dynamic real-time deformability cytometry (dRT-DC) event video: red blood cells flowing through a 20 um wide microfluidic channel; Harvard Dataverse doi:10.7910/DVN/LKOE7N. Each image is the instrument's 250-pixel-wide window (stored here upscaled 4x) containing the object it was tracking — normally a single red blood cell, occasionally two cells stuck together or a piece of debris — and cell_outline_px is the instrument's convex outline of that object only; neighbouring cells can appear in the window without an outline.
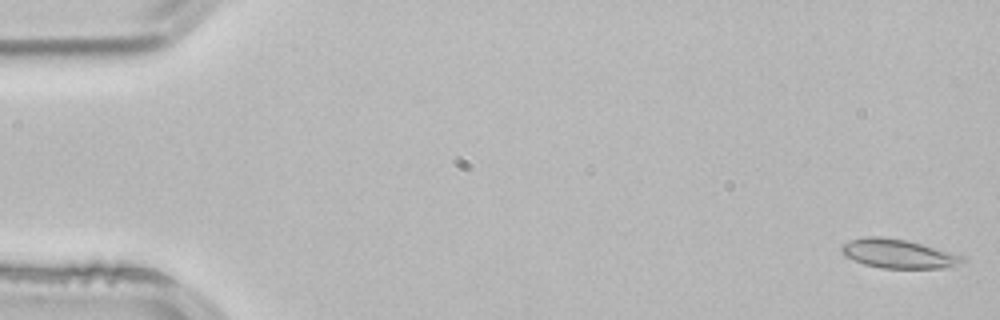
{"species": "common noctule bat (a hibernating species)", "species_latin": "Nyctalus noctula", "temperature_condition": "room temperature", "stored_images_in_passage": 4, "camera_frame_rate_fps": 3000, "um_per_image_px": 0.085, "animal": {"sex": "male", "body_mass_g": 21.5, "forearm_length_mm": 52.0}, "frame": {"image": 1, "passage_image": 1, "time_ms": 0.0, "image_size_px": [1000, 320], "cell_outline_px": [[968, 264], [952, 268], [880, 268], [864, 264], [844, 256], [840, 252], [840, 244], [848, 240], [864, 236], [880, 236], [908, 240], [964, 256], [968, 260]], "centroid_in_image_um": [76.39, 21.57], "position_along_channel_um": 8.6, "area_um2": 21.1}}
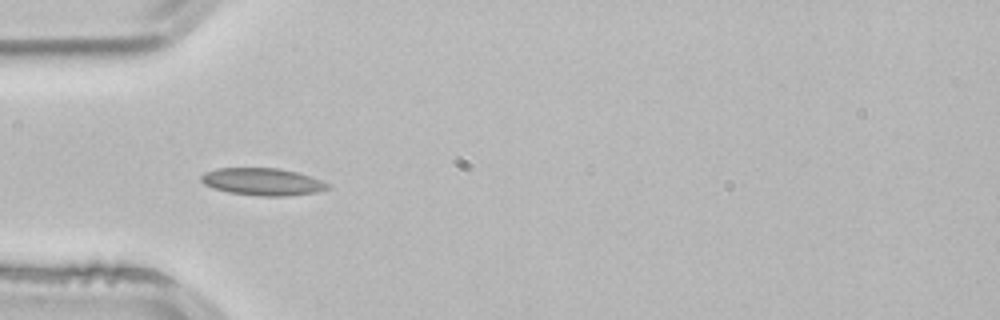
{"frame": {"image": 2, "passage_image": 4, "time_ms": 1.0, "image_size_px": [1000, 320], "cell_outline_px": [[332, 184], [328, 188], [316, 192], [288, 196], [260, 196], [228, 192], [212, 188], [204, 184], [200, 180], [200, 176], [204, 172], [216, 168], [280, 168], [296, 172]], "centroid_in_image_um": [22.28, 15.45], "position_along_channel_um": 62.7, "area_um2": 20.17}}